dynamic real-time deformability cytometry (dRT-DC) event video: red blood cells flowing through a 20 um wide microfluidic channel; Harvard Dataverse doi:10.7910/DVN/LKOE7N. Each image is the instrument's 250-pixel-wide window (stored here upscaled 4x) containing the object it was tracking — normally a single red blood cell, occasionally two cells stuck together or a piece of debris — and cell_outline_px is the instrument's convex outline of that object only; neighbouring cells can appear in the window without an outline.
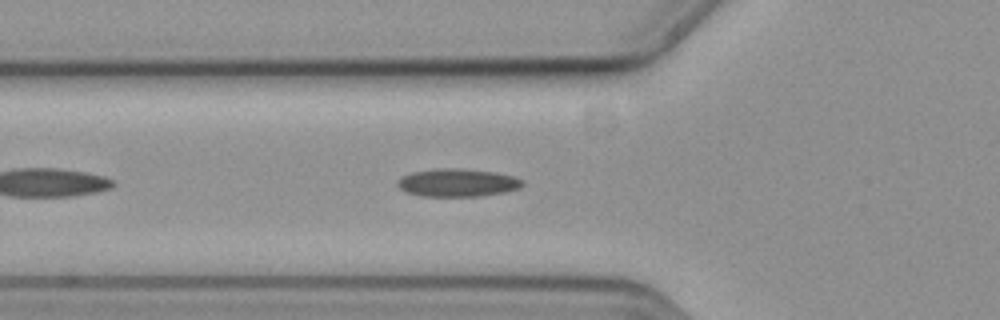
{"species": "common noctule bat (a hibernating species)", "species_latin": "Nyctalus noctula", "temperature_condition": "cold", "stored_images_in_passage": 38, "camera_frame_rate_fps": 3000, "um_per_image_px": 0.085, "animal": {"sex": "female", "body_mass_g": 19.3, "forearm_length_mm": 54.1}, "frame": {"image": 1, "passage_image": 6, "time_ms": 1.667, "image_size_px": [1000, 320], "cell_outline_px": [[524, 184], [520, 188], [504, 192], [480, 196], [420, 196], [408, 192], [400, 188], [396, 184], [404, 176], [412, 172], [440, 168], [456, 168], [492, 172], [512, 176], [520, 180]], "centroid_in_image_um": [38.88, 15.53], "position_along_channel_um": 86.9, "area_um2": 19.94}}
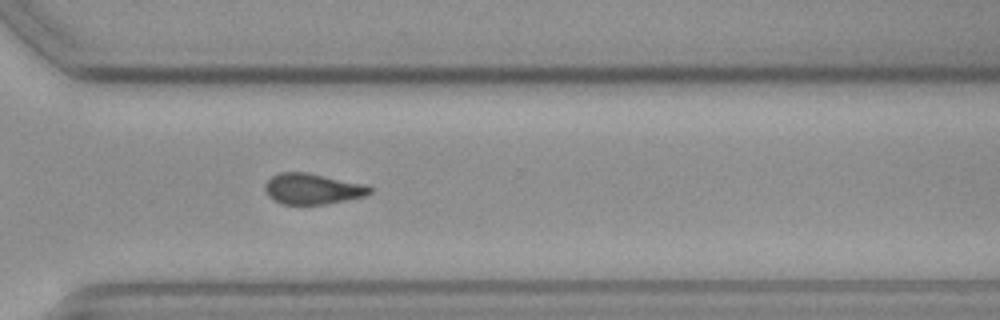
{"frame": {"image": 2, "passage_image": 27, "time_ms": 8.667, "image_size_px": [1000, 320], "cell_outline_px": [[372, 192], [364, 196], [324, 204], [280, 204], [268, 196], [264, 188], [264, 184], [272, 176], [280, 172], [304, 172], [368, 184], [372, 188]], "centroid_in_image_um": [26.56, 16.04], "position_along_channel_um": 344.0, "area_um2": 18.79}}